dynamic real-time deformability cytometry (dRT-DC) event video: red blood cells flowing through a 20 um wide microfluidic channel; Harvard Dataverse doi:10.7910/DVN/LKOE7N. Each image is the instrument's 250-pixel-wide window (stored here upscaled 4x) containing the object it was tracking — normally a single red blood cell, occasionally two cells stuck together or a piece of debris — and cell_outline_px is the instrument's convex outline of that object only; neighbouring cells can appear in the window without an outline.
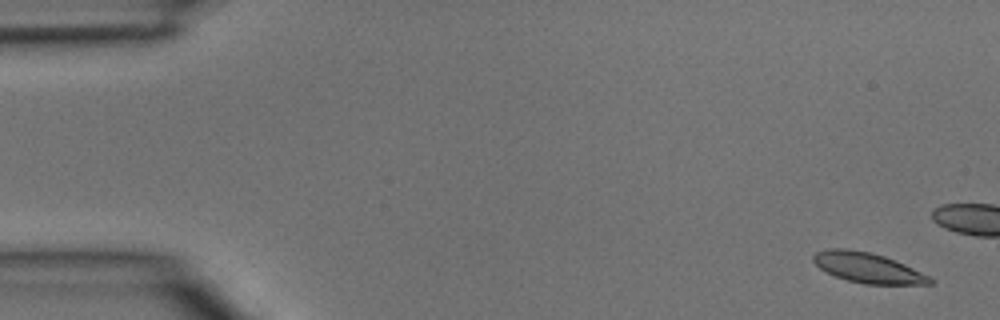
{"species": "common noctule bat (a hibernating species)", "species_latin": "Nyctalus noctula", "temperature_condition": "room temperature", "stored_images_in_passage": 4, "camera_frame_rate_fps": 3000, "um_per_image_px": 0.085, "animal": {"sex": "male", "body_mass_g": 15.6}, "frame": {"image": 1, "passage_image": 1, "time_ms": 0.0, "image_size_px": [1000, 320], "cell_outline_px": [[936, 280], [932, 284], [864, 284], [848, 280], [836, 276], [820, 268], [812, 260], [812, 256], [816, 252], [828, 248], [848, 248], [868, 252], [884, 256], [896, 260]], "centroid_in_image_um": [73.75, 22.75], "position_along_channel_um": 11.2, "area_um2": 20.35}}
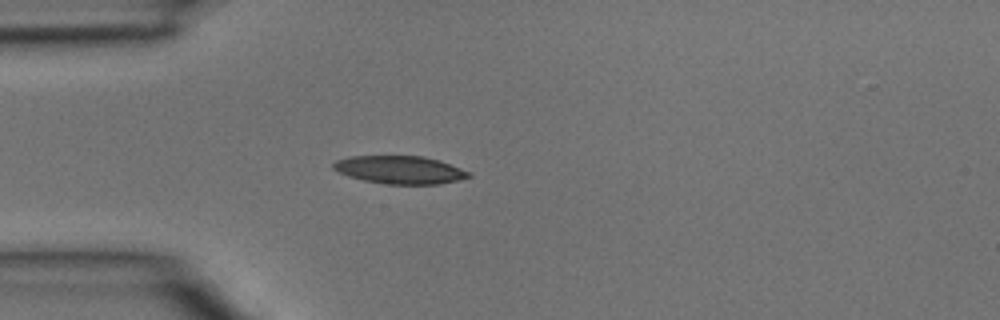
{"frame": {"image": 2, "passage_image": 4, "time_ms": 1.0, "image_size_px": [1000, 320], "cell_outline_px": [[472, 176], [440, 184], [384, 184], [364, 180], [348, 176], [332, 168], [332, 164], [336, 160], [348, 156], [424, 156], [440, 160], [472, 172]], "centroid_in_image_um": [34.0, 14.43], "position_along_channel_um": 51.0, "area_um2": 22.14}}